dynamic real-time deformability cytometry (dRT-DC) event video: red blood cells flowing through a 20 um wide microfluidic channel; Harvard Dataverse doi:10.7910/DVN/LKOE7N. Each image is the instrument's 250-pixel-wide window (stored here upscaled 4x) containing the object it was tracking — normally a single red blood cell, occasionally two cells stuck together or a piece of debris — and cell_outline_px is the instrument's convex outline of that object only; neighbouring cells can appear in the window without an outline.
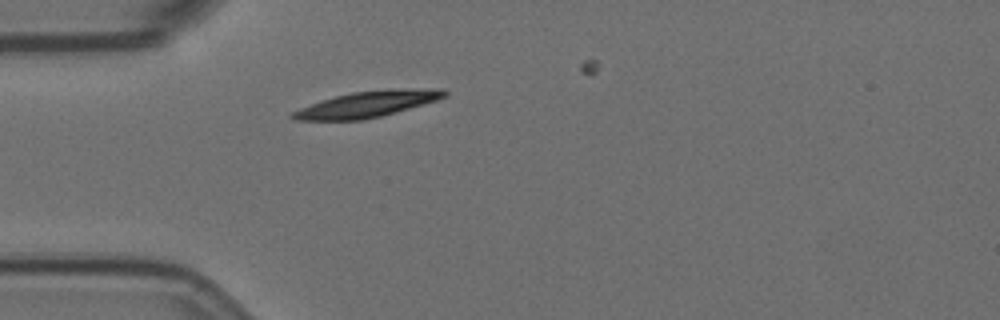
{"species": "Egyptian fruit bat (a non-hibernating species)", "species_latin": "Rousettus aegyptiacus", "temperature_condition": "room temperature", "stored_images_in_passage": 5, "camera_frame_rate_fps": 3000, "um_per_image_px": 0.085, "animal": {"sex": "female"}, "frame": {"image": 1, "passage_image": 1, "time_ms": 0.0, "image_size_px": [1000, 320], "cell_outline_px": [[448, 96], [436, 100], [380, 116], [364, 120], [296, 120], [288, 116], [292, 112], [300, 108], [336, 96], [352, 92], [388, 88], [444, 88], [448, 92]], "centroid_in_image_um": [31.27, 8.83], "position_along_channel_um": 53.7, "area_um2": 22.95}}